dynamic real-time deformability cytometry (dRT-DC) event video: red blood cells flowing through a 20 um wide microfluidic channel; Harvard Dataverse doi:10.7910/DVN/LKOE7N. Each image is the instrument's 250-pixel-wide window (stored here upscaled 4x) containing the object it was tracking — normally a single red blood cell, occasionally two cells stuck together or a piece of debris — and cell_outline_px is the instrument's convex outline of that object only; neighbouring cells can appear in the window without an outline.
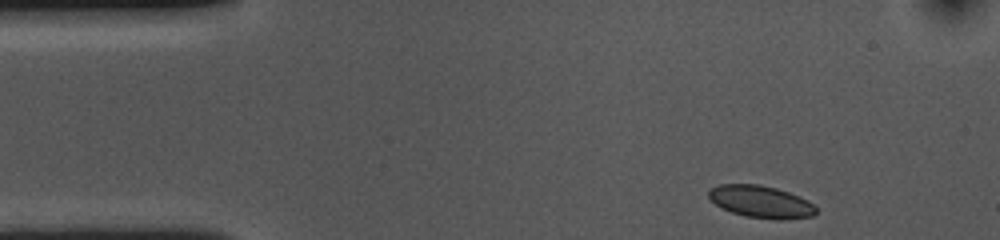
{"species": "common noctule bat (a hibernating species)", "species_latin": "Nyctalus noctula", "temperature_condition": "cold", "stored_images_in_passage": 42, "camera_frame_rate_fps": 3000, "um_per_image_px": 0.085, "animal": {"sex": "female", "body_mass_g": 10.0, "forearm_length_mm": 53.1}, "frame": {"image": 1, "passage_image": 1, "time_ms": 0.0, "image_size_px": [1000, 240], "cell_outline_px": [[816, 212], [812, 216], [784, 220], [780, 220], [744, 216], [732, 212], [716, 204], [708, 196], [708, 188], [720, 184], [760, 184], [776, 188], [788, 192], [808, 200], [816, 208]], "centroid_in_image_um": [64.67, 17.14], "position_along_channel_um": 20.3, "area_um2": 20.11}}
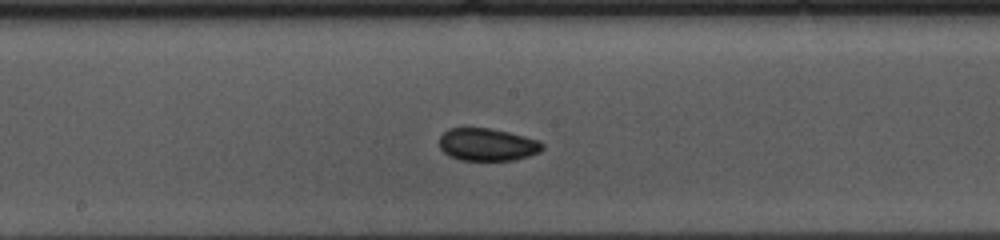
{"frame": {"image": 2, "passage_image": 22, "time_ms": 7.0, "image_size_px": [1000, 240], "cell_outline_px": [[544, 148], [540, 152], [528, 156], [512, 160], [460, 160], [448, 156], [440, 148], [440, 136], [448, 128], [492, 128], [524, 136], [536, 140], [544, 144]], "centroid_in_image_um": [41.41, 12.29], "position_along_channel_um": 206.8, "area_um2": 19.54}}
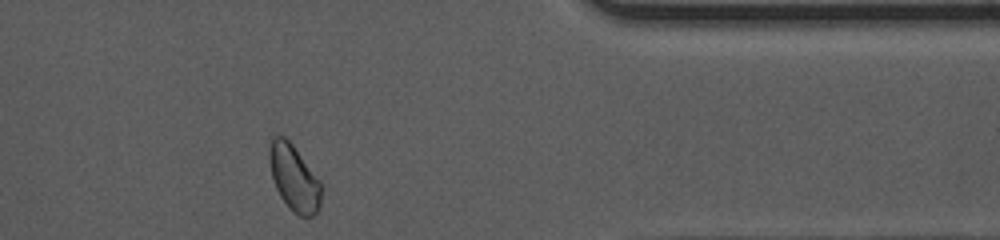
{"frame": {"image": 3, "passage_image": 39, "time_ms": 12.667, "image_size_px": [1000, 240], "cell_outline_px": [[320, 208], [312, 216], [300, 216], [292, 212], [280, 196], [276, 188], [272, 176], [268, 160], [268, 152], [272, 136], [284, 136], [292, 144], [320, 180]], "centroid_in_image_um": [24.97, 15.12], "position_along_channel_um": 386.4, "area_um2": 19.88}, "authors_computed_cell_mechanics": {"area_um2": 19.8254, "velocity_mm_per_s": 3.5722, "shape_relaxation_time_tau1_ms": null, "shape_relaxation_time_tau2_ms": 2.967, "deformation_change_tau1": null, "deformation_change_tau2": 0.0537}}